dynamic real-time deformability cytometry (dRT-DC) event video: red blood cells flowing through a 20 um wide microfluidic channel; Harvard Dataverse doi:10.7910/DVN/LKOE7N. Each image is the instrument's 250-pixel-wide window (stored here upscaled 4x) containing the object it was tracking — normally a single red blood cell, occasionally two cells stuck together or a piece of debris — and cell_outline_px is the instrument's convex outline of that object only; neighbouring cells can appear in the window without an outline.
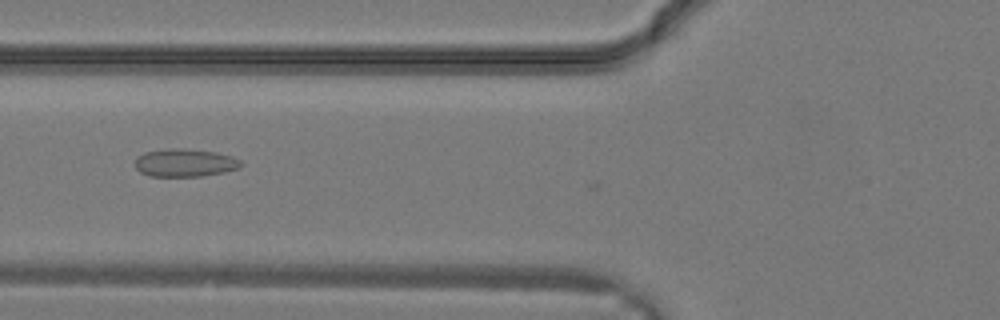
{"species": "common noctule bat (a hibernating species)", "species_latin": "Nyctalus noctula", "temperature_condition": "warm", "stored_images_in_passage": 15, "camera_frame_rate_fps": 3000, "um_per_image_px": 0.085, "animal": {"sex": "male", "body_mass_g": 19.2, "forearm_length_mm": 51.8}, "frame": {"image": 1, "passage_image": 2, "time_ms": 0.333, "image_size_px": [1000, 320], "cell_outline_px": [[244, 164], [240, 168], [224, 172], [204, 176], [148, 176], [140, 172], [136, 168], [136, 156], [144, 152], [164, 148], [180, 148], [216, 152], [232, 156], [240, 160]], "centroid_in_image_um": [15.72, 13.83], "position_along_channel_um": 110.1, "area_um2": 17.46}}
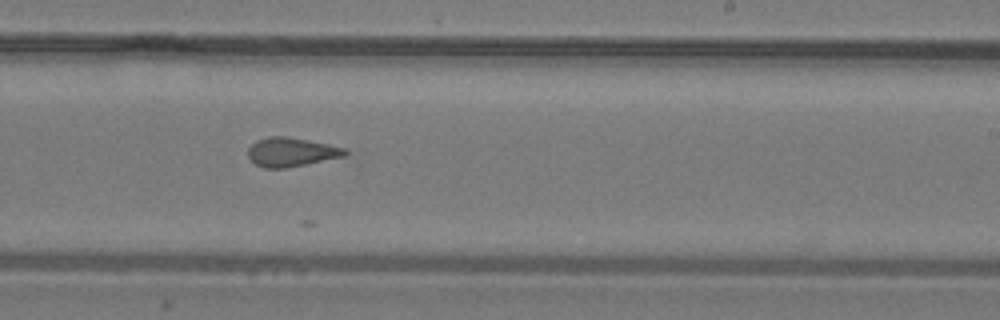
{"frame": {"image": 2, "passage_image": 9, "time_ms": 2.667, "image_size_px": [1000, 320], "cell_outline_px": [[348, 152], [344, 156], [284, 168], [264, 168], [256, 164], [248, 156], [248, 148], [256, 140], [268, 136], [288, 136], [348, 148]], "centroid_in_image_um": [24.75, 12.91], "position_along_channel_um": 264.2, "area_um2": 16.3}}
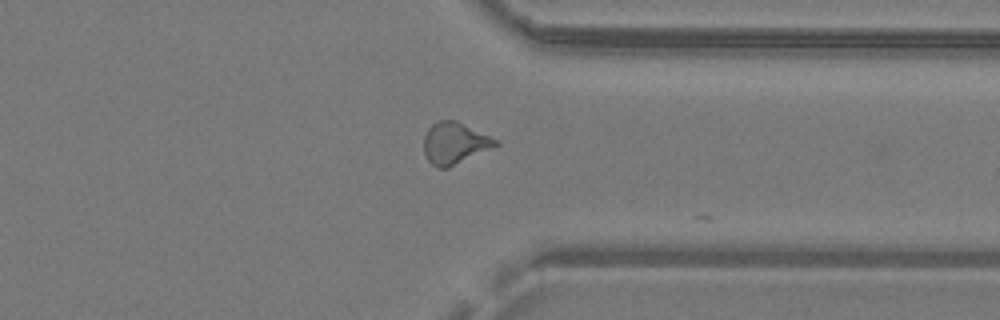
{"frame": {"image": 3, "passage_image": 14, "time_ms": 4.333, "image_size_px": [1000, 320], "cell_outline_px": [[500, 144], [448, 168], [436, 168], [424, 156], [424, 136], [428, 128], [432, 124], [440, 120], [456, 120], [500, 140]], "centroid_in_image_um": [38.65, 12.17], "position_along_channel_um": 372.8, "area_um2": 17.51}}